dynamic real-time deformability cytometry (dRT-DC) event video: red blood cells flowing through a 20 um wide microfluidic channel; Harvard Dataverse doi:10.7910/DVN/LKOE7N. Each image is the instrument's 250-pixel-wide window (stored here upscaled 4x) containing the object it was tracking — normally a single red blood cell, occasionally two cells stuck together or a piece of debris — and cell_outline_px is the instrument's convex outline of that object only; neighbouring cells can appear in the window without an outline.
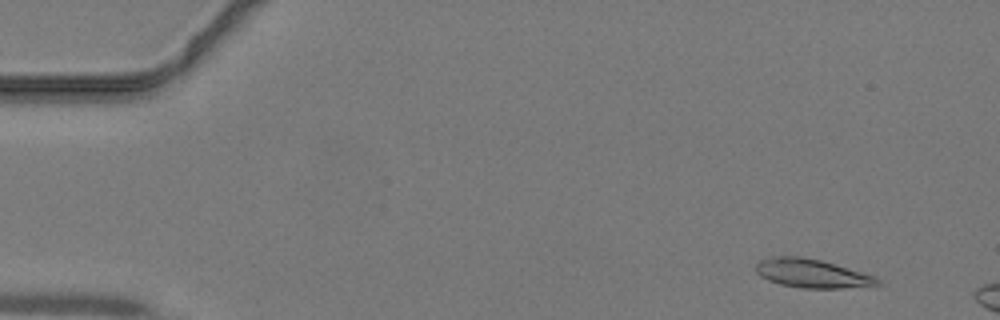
{"species": "common noctule bat (a hibernating species)", "species_latin": "Nyctalus noctula", "temperature_condition": "warm", "stored_images_in_passage": 8, "camera_frame_rate_fps": 3000, "um_per_image_px": 0.085, "animal": {"sex": "male", "body_mass_g": 19.2, "forearm_length_mm": 51.8}, "frame": {"image": 1, "passage_image": 4, "time_ms": 1.0, "image_size_px": [1000, 320], "cell_outline_px": [[884, 284], [876, 288], [804, 288], [780, 284], [768, 280], [760, 276], [756, 272], [756, 264], [760, 260], [776, 256], [800, 256], [820, 260], [876, 276]], "centroid_in_image_um": [69.13, 23.27], "position_along_channel_um": 15.9, "area_um2": 20.69}}